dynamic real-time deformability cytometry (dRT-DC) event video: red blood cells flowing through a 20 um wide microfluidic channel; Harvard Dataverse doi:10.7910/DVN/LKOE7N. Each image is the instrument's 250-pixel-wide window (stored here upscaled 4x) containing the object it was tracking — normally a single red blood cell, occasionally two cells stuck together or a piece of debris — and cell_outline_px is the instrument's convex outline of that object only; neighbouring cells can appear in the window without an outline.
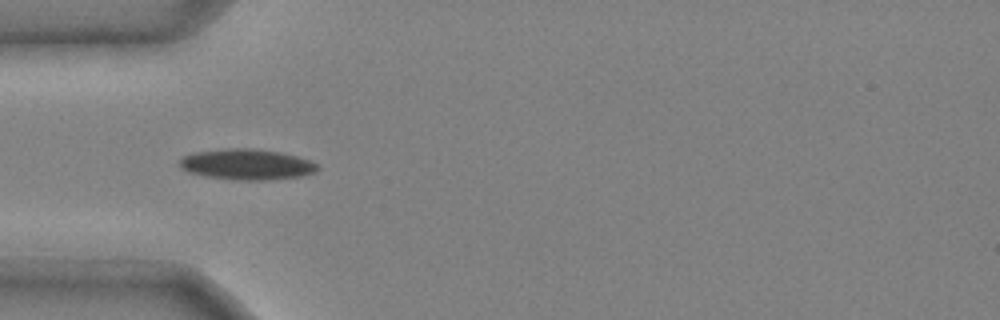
{"species": "common noctule bat (a hibernating species)", "species_latin": "Nyctalus noctula", "temperature_condition": "cold", "stored_images_in_passage": 34, "camera_frame_rate_fps": 3000, "um_per_image_px": 0.085, "animal": {"sex": "male", "body_mass_g": 20.4}, "frame": {"image": 1, "passage_image": 1, "time_ms": 0.0, "image_size_px": [1000, 320], "cell_outline_px": [[320, 168], [316, 172], [300, 176], [268, 180], [236, 180], [204, 176], [188, 172], [180, 168], [180, 160], [184, 156], [192, 152], [228, 148], [252, 148], [280, 152], [296, 156], [308, 160], [316, 164]], "centroid_in_image_um": [20.95, 13.97], "position_along_channel_um": 64.0, "area_um2": 24.74}}
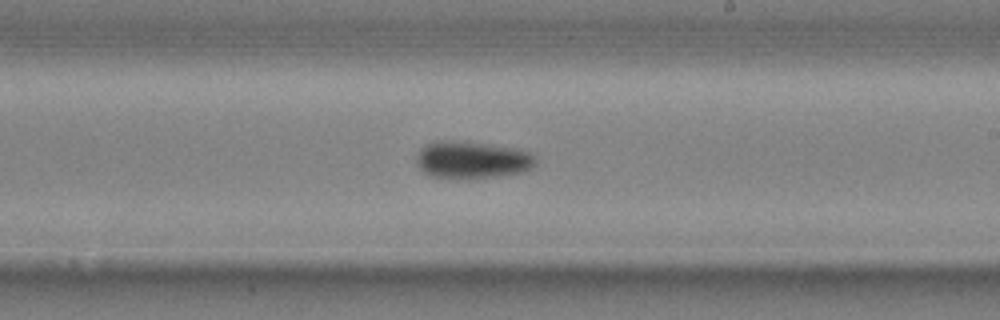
{"frame": {"image": 2, "passage_image": 15, "time_ms": 4.667, "image_size_px": [1000, 320], "cell_outline_px": [[536, 164], [532, 168], [524, 172], [472, 180], [460, 180], [432, 176], [424, 172], [420, 168], [416, 160], [416, 156], [420, 148], [424, 144], [436, 140], [464, 140], [520, 148], [528, 152], [536, 160]], "centroid_in_image_um": [40.11, 13.59], "position_along_channel_um": 248.9, "area_um2": 26.88}}
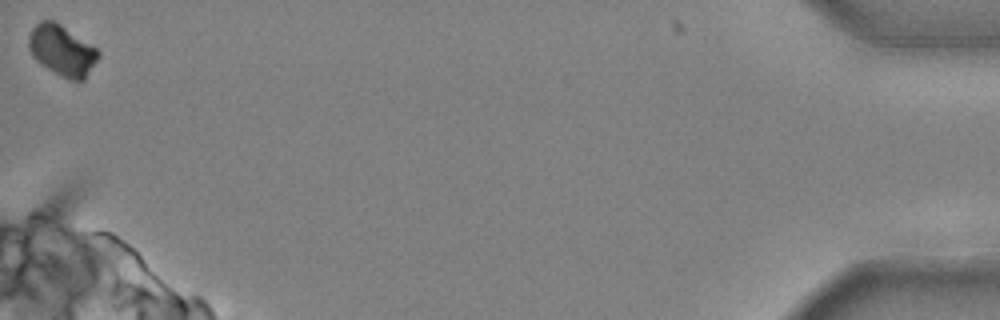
{"frame": {"image": 3, "passage_image": 34, "time_ms": 11.0, "image_size_px": [1000, 320], "cell_outline_px": [[100, 56], [84, 80], [68, 80], [40, 64], [32, 56], [28, 48], [28, 36], [32, 28], [40, 20], [56, 20], [96, 48], [100, 52]], "centroid_in_image_um": [5.26, 4.27], "position_along_channel_um": 429.9, "area_um2": 20.75}, "authors_computed_cell_mechanics": {"area_um2": 24.0737, "velocity_mm_per_s": 3.9866, "shape_relaxation_time_tau1_ms": 9.9125, "shape_relaxation_time_tau2_ms": null, "deformation_change_tau1": 0.2731, "deformation_change_tau2": null}}